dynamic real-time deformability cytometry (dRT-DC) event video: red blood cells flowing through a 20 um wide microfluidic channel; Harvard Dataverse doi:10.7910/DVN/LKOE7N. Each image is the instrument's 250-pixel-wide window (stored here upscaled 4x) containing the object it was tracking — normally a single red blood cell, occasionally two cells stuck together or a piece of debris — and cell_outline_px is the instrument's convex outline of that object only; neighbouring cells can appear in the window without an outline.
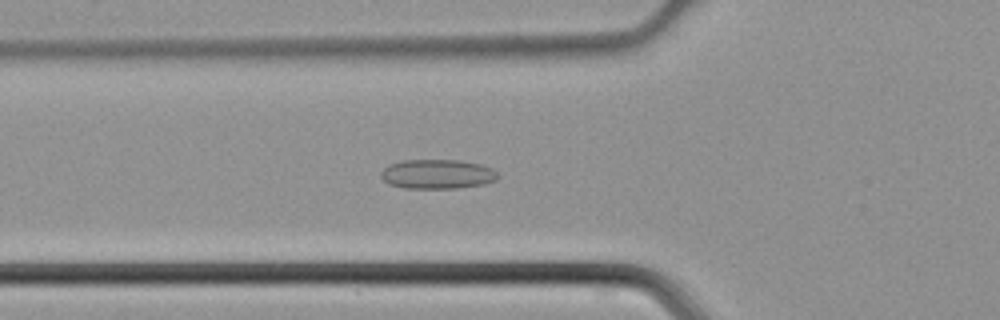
{"species": "common noctule bat (a hibernating species)", "species_latin": "Nyctalus noctula", "temperature_condition": "cold", "stored_images_in_passage": 36, "camera_frame_rate_fps": 3000, "um_per_image_px": 0.085, "animal": {"sex": "male", "body_mass_g": 21.5, "forearm_length_mm": 52.0}, "frame": {"image": 1, "passage_image": 11, "time_ms": 3.333, "image_size_px": [1000, 320], "cell_outline_px": [[500, 176], [496, 180], [484, 184], [456, 188], [404, 188], [388, 184], [380, 176], [380, 172], [388, 164], [404, 160], [460, 160], [480, 164], [492, 168]], "centroid_in_image_um": [37.16, 14.8], "position_along_channel_um": 88.6, "area_um2": 20.17}}
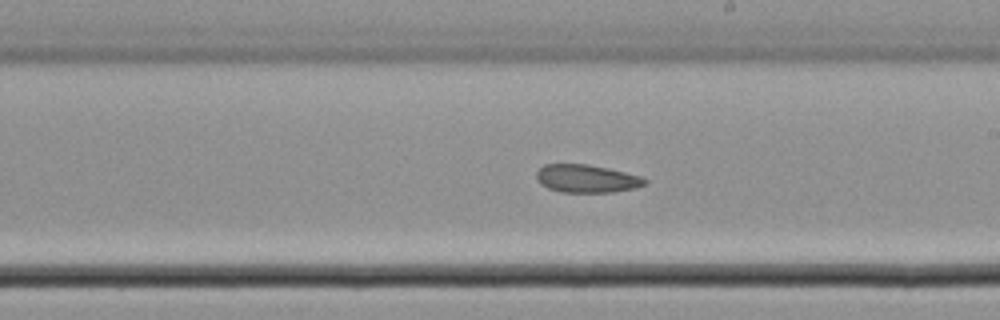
{"frame": {"image": 2, "passage_image": 21, "time_ms": 6.667, "image_size_px": [1000, 320], "cell_outline_px": [[648, 180], [644, 184], [636, 188], [612, 192], [560, 192], [548, 188], [540, 184], [536, 180], [536, 172], [544, 164], [588, 164], [608, 168], [640, 176]], "centroid_in_image_um": [49.83, 15.18], "position_along_channel_um": 239.2, "area_um2": 17.69}}
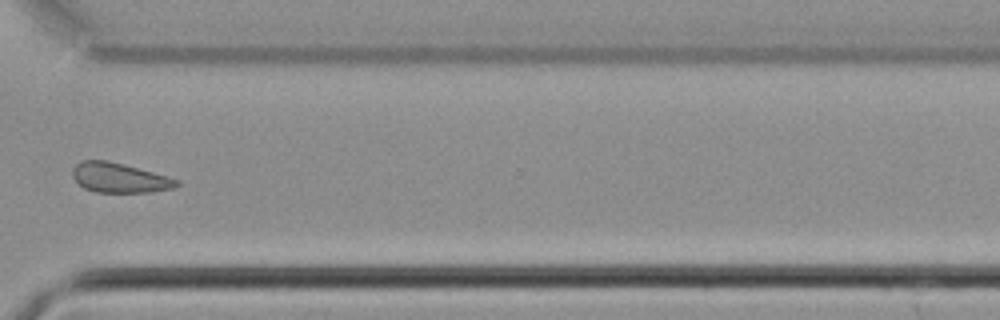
{"frame": {"image": 3, "passage_image": 29, "time_ms": 9.333, "image_size_px": [1000, 320], "cell_outline_px": [[180, 184], [172, 188], [152, 192], [96, 192], [84, 188], [72, 176], [72, 168], [80, 160], [108, 160], [124, 164], [180, 180]], "centroid_in_image_um": [10.13, 15.1], "position_along_channel_um": 360.5, "area_um2": 17.98}}